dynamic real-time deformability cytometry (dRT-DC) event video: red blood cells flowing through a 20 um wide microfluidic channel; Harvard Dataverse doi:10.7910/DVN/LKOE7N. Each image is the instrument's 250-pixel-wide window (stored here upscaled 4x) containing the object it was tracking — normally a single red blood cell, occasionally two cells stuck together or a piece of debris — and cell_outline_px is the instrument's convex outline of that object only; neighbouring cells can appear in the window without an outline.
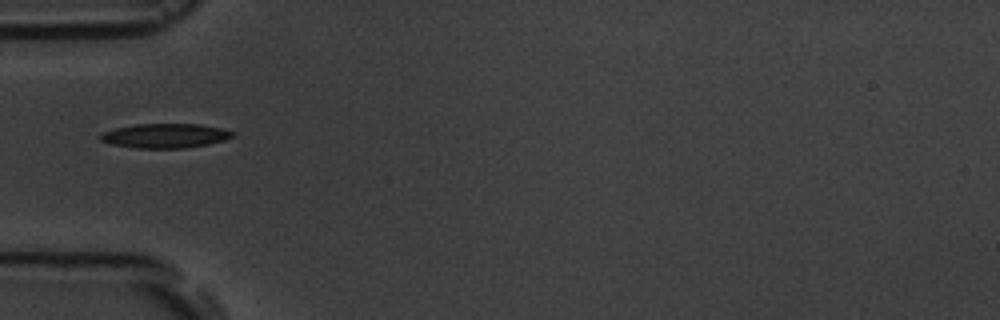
{"species": "common noctule bat (a hibernating species)", "species_latin": "Nyctalus noctula", "temperature_condition": "room temperature", "stored_images_in_passage": 11, "camera_frame_rate_fps": 3000, "um_per_image_px": 0.085, "animal": {"sex": "male", "body_mass_g": 19.5, "forearm_length_mm": 54.6}, "frame": {"image": 1, "passage_image": 1, "time_ms": 0.0, "image_size_px": [1000, 320], "cell_outline_px": [[236, 136], [224, 140], [208, 144], [184, 148], [136, 148], [112, 144], [100, 140], [100, 136], [104, 132], [116, 128], [136, 124], [200, 124], [220, 128], [236, 132]], "centroid_in_image_um": [14.09, 11.54], "position_along_channel_um": 70.9, "area_um2": 18.73}}
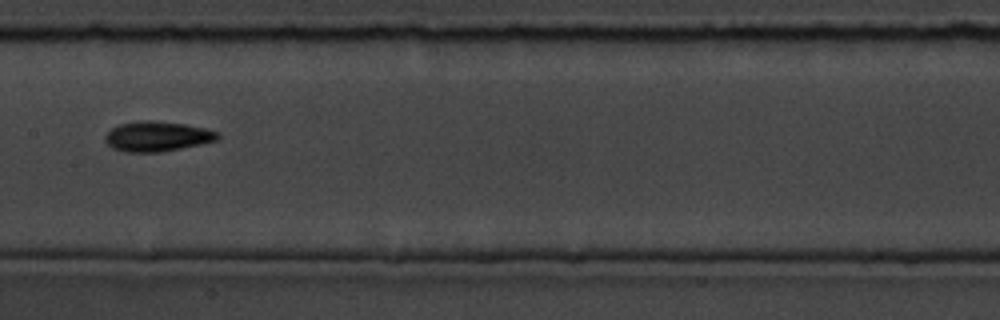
{"frame": {"image": 2, "passage_image": 4, "time_ms": 3.333, "image_size_px": [1000, 320], "cell_outline_px": [[220, 136], [216, 140], [200, 144], [160, 152], [124, 152], [112, 148], [104, 140], [104, 136], [112, 128], [120, 124], [144, 120], [152, 120], [184, 124], [204, 128], [220, 132]], "centroid_in_image_um": [13.34, 11.59], "position_along_channel_um": 194.1, "area_um2": 19.59}}
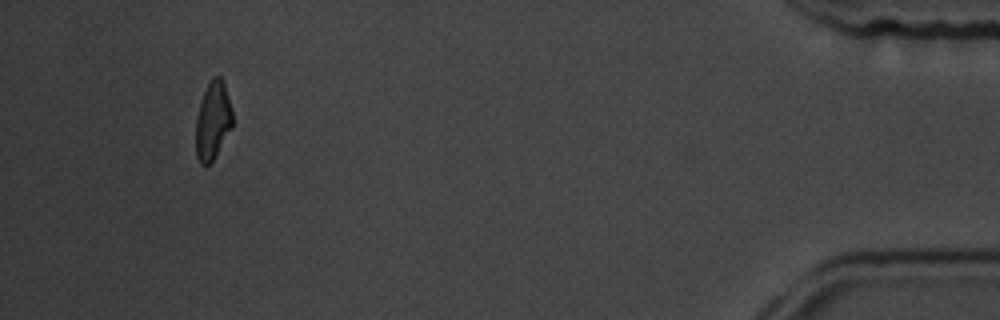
{"frame": {"image": 3, "passage_image": 11, "time_ms": 11.333, "image_size_px": [1000, 320], "cell_outline_px": [[232, 128], [212, 160], [208, 164], [200, 164], [196, 156], [196, 120], [200, 104], [204, 92], [212, 76], [220, 76], [224, 84], [232, 108]], "centroid_in_image_um": [18.09, 10.25], "position_along_channel_um": 417.1, "area_um2": 16.42}, "authors_computed_cell_mechanics": {"area_um2": 18.1492, "velocity_mm_per_s": 3.6759, "shape_relaxation_time_tau1_ms": 2.1221, "shape_relaxation_time_tau2_ms": null, "deformation_change_tau1": 0.1167, "deformation_change_tau2": null}}